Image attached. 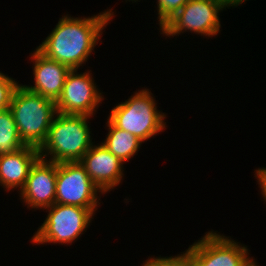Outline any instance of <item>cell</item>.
Masks as SVG:
<instances>
[{
    "instance_id": "obj_18",
    "label": "cell",
    "mask_w": 266,
    "mask_h": 266,
    "mask_svg": "<svg viewBox=\"0 0 266 266\" xmlns=\"http://www.w3.org/2000/svg\"><path fill=\"white\" fill-rule=\"evenodd\" d=\"M18 84L19 81L0 71V111L9 108L12 94Z\"/></svg>"
},
{
    "instance_id": "obj_15",
    "label": "cell",
    "mask_w": 266,
    "mask_h": 266,
    "mask_svg": "<svg viewBox=\"0 0 266 266\" xmlns=\"http://www.w3.org/2000/svg\"><path fill=\"white\" fill-rule=\"evenodd\" d=\"M24 146L11 110L0 111V156L16 152Z\"/></svg>"
},
{
    "instance_id": "obj_19",
    "label": "cell",
    "mask_w": 266,
    "mask_h": 266,
    "mask_svg": "<svg viewBox=\"0 0 266 266\" xmlns=\"http://www.w3.org/2000/svg\"><path fill=\"white\" fill-rule=\"evenodd\" d=\"M255 178L257 179V184L259 185L258 187L260 188L259 190L261 191V195L266 202V168H257L255 171Z\"/></svg>"
},
{
    "instance_id": "obj_5",
    "label": "cell",
    "mask_w": 266,
    "mask_h": 266,
    "mask_svg": "<svg viewBox=\"0 0 266 266\" xmlns=\"http://www.w3.org/2000/svg\"><path fill=\"white\" fill-rule=\"evenodd\" d=\"M45 220L30 239L34 245L62 244L72 245L87 231L98 208H82L78 206L54 203L48 207ZM84 232V233H83Z\"/></svg>"
},
{
    "instance_id": "obj_21",
    "label": "cell",
    "mask_w": 266,
    "mask_h": 266,
    "mask_svg": "<svg viewBox=\"0 0 266 266\" xmlns=\"http://www.w3.org/2000/svg\"><path fill=\"white\" fill-rule=\"evenodd\" d=\"M125 1H126V2H127V1H129V2H130V1H132V3H135V2H136V3H137V2H140V0H125Z\"/></svg>"
},
{
    "instance_id": "obj_13",
    "label": "cell",
    "mask_w": 266,
    "mask_h": 266,
    "mask_svg": "<svg viewBox=\"0 0 266 266\" xmlns=\"http://www.w3.org/2000/svg\"><path fill=\"white\" fill-rule=\"evenodd\" d=\"M40 158L39 148L26 145L16 152L0 156V186L6 192L24 187L30 169Z\"/></svg>"
},
{
    "instance_id": "obj_17",
    "label": "cell",
    "mask_w": 266,
    "mask_h": 266,
    "mask_svg": "<svg viewBox=\"0 0 266 266\" xmlns=\"http://www.w3.org/2000/svg\"><path fill=\"white\" fill-rule=\"evenodd\" d=\"M189 0H156L158 30L171 19Z\"/></svg>"
},
{
    "instance_id": "obj_20",
    "label": "cell",
    "mask_w": 266,
    "mask_h": 266,
    "mask_svg": "<svg viewBox=\"0 0 266 266\" xmlns=\"http://www.w3.org/2000/svg\"><path fill=\"white\" fill-rule=\"evenodd\" d=\"M211 1H221V2H224L228 6V1L227 0H211Z\"/></svg>"
},
{
    "instance_id": "obj_2",
    "label": "cell",
    "mask_w": 266,
    "mask_h": 266,
    "mask_svg": "<svg viewBox=\"0 0 266 266\" xmlns=\"http://www.w3.org/2000/svg\"><path fill=\"white\" fill-rule=\"evenodd\" d=\"M91 118L58 112L39 148L40 158L55 163L79 162L95 143L89 125Z\"/></svg>"
},
{
    "instance_id": "obj_14",
    "label": "cell",
    "mask_w": 266,
    "mask_h": 266,
    "mask_svg": "<svg viewBox=\"0 0 266 266\" xmlns=\"http://www.w3.org/2000/svg\"><path fill=\"white\" fill-rule=\"evenodd\" d=\"M105 123L108 134L101 142L103 146L117 156L123 163H126L138 154L143 144L141 140L130 132L117 128L108 118Z\"/></svg>"
},
{
    "instance_id": "obj_7",
    "label": "cell",
    "mask_w": 266,
    "mask_h": 266,
    "mask_svg": "<svg viewBox=\"0 0 266 266\" xmlns=\"http://www.w3.org/2000/svg\"><path fill=\"white\" fill-rule=\"evenodd\" d=\"M217 232L211 229L189 245L194 266H252L256 262L248 246Z\"/></svg>"
},
{
    "instance_id": "obj_22",
    "label": "cell",
    "mask_w": 266,
    "mask_h": 266,
    "mask_svg": "<svg viewBox=\"0 0 266 266\" xmlns=\"http://www.w3.org/2000/svg\"><path fill=\"white\" fill-rule=\"evenodd\" d=\"M252 266H259L258 262L256 261Z\"/></svg>"
},
{
    "instance_id": "obj_10",
    "label": "cell",
    "mask_w": 266,
    "mask_h": 266,
    "mask_svg": "<svg viewBox=\"0 0 266 266\" xmlns=\"http://www.w3.org/2000/svg\"><path fill=\"white\" fill-rule=\"evenodd\" d=\"M56 179L57 163L39 158L30 169L19 199L29 210L44 211L55 203Z\"/></svg>"
},
{
    "instance_id": "obj_6",
    "label": "cell",
    "mask_w": 266,
    "mask_h": 266,
    "mask_svg": "<svg viewBox=\"0 0 266 266\" xmlns=\"http://www.w3.org/2000/svg\"><path fill=\"white\" fill-rule=\"evenodd\" d=\"M229 9L221 1L189 0L171 19L160 29V34L173 38L184 32L206 36L212 39L221 29L220 12Z\"/></svg>"
},
{
    "instance_id": "obj_4",
    "label": "cell",
    "mask_w": 266,
    "mask_h": 266,
    "mask_svg": "<svg viewBox=\"0 0 266 266\" xmlns=\"http://www.w3.org/2000/svg\"><path fill=\"white\" fill-rule=\"evenodd\" d=\"M133 93L124 102L116 104L107 118L117 128L130 132L145 143L168 127L165 122L167 113L158 110V103L149 88Z\"/></svg>"
},
{
    "instance_id": "obj_1",
    "label": "cell",
    "mask_w": 266,
    "mask_h": 266,
    "mask_svg": "<svg viewBox=\"0 0 266 266\" xmlns=\"http://www.w3.org/2000/svg\"><path fill=\"white\" fill-rule=\"evenodd\" d=\"M114 16L116 15L112 8L88 17H71L70 14H63L36 48L46 57L80 72L83 64H86L95 52L94 48L103 37V30Z\"/></svg>"
},
{
    "instance_id": "obj_12",
    "label": "cell",
    "mask_w": 266,
    "mask_h": 266,
    "mask_svg": "<svg viewBox=\"0 0 266 266\" xmlns=\"http://www.w3.org/2000/svg\"><path fill=\"white\" fill-rule=\"evenodd\" d=\"M33 52V53H32ZM30 53L33 71V85L24 84L28 90L53 101L60 97L70 68L42 54L37 48Z\"/></svg>"
},
{
    "instance_id": "obj_9",
    "label": "cell",
    "mask_w": 266,
    "mask_h": 266,
    "mask_svg": "<svg viewBox=\"0 0 266 266\" xmlns=\"http://www.w3.org/2000/svg\"><path fill=\"white\" fill-rule=\"evenodd\" d=\"M85 71L79 73L78 69H72L67 74L61 95L55 102L59 113L95 116L104 95L92 71Z\"/></svg>"
},
{
    "instance_id": "obj_8",
    "label": "cell",
    "mask_w": 266,
    "mask_h": 266,
    "mask_svg": "<svg viewBox=\"0 0 266 266\" xmlns=\"http://www.w3.org/2000/svg\"><path fill=\"white\" fill-rule=\"evenodd\" d=\"M102 195L80 162L57 163L55 203L97 208Z\"/></svg>"
},
{
    "instance_id": "obj_3",
    "label": "cell",
    "mask_w": 266,
    "mask_h": 266,
    "mask_svg": "<svg viewBox=\"0 0 266 266\" xmlns=\"http://www.w3.org/2000/svg\"><path fill=\"white\" fill-rule=\"evenodd\" d=\"M9 109L23 143L40 148L58 113L55 101L19 83L12 94Z\"/></svg>"
},
{
    "instance_id": "obj_11",
    "label": "cell",
    "mask_w": 266,
    "mask_h": 266,
    "mask_svg": "<svg viewBox=\"0 0 266 266\" xmlns=\"http://www.w3.org/2000/svg\"><path fill=\"white\" fill-rule=\"evenodd\" d=\"M79 162L103 194L122 184L124 163L101 143L93 144Z\"/></svg>"
},
{
    "instance_id": "obj_16",
    "label": "cell",
    "mask_w": 266,
    "mask_h": 266,
    "mask_svg": "<svg viewBox=\"0 0 266 266\" xmlns=\"http://www.w3.org/2000/svg\"><path fill=\"white\" fill-rule=\"evenodd\" d=\"M141 266H194L192 260V252L190 249H186L181 252V254H177L175 256H149L145 262Z\"/></svg>"
}]
</instances>
